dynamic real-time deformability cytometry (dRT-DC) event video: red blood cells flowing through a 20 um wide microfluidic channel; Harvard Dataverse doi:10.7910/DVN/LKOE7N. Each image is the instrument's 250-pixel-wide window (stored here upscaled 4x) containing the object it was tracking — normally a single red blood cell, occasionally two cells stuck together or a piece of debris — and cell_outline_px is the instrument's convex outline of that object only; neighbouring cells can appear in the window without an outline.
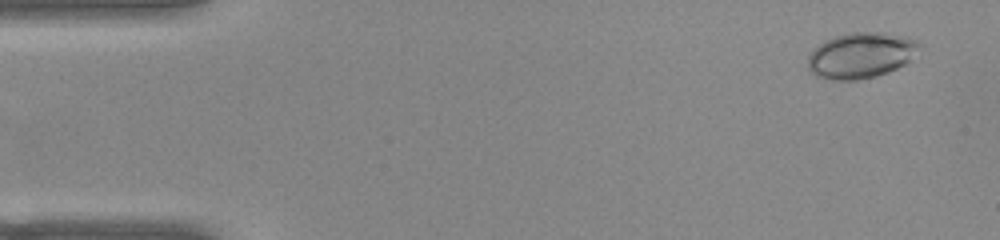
{"species": "common noctule bat (a hibernating species)", "species_latin": "Nyctalus noctula", "temperature_condition": "warm", "stored_images_in_passage": 52, "camera_frame_rate_fps": 3000, "um_per_image_px": 0.085, "animal": {"sex": "female", "body_mass_g": 22.0, "forearm_length_mm": 56.7}, "frame": {"image": 1, "passage_image": 3, "time_ms": 0.667, "image_size_px": [1000, 240], "cell_outline_px": [[924, 48], [912, 60], [888, 72], [876, 76], [856, 80], [832, 80], [816, 76], [808, 72], [808, 56], [824, 40], [836, 36], [852, 32], [888, 32], [908, 36], [916, 40]], "centroid_in_image_um": [73.25, 4.69], "position_along_channel_um": 11.8, "area_um2": 30.23}}
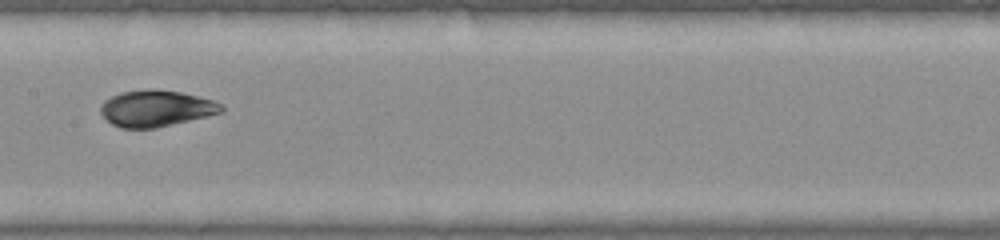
{"frame": {"image": 2, "passage_image": 26, "time_ms": 8.333, "image_size_px": [1000, 240], "cell_outline_px": [[224, 112], [156, 128], [120, 128], [112, 124], [100, 112], [100, 104], [104, 100], [120, 92], [180, 92], [212, 100], [220, 104], [224, 108]], "centroid_in_image_um": [13.25, 9.26], "position_along_channel_um": 194.1, "area_um2": 24.68}}
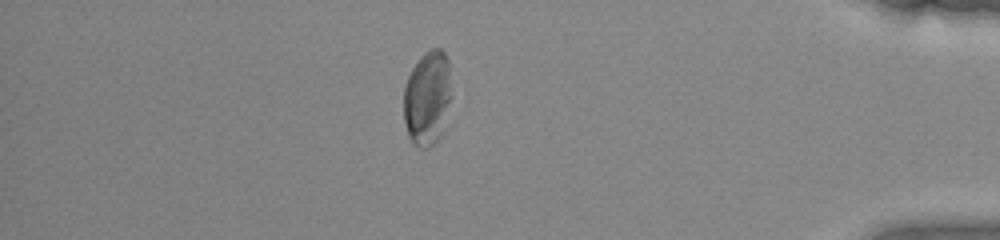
{"frame": {"image": 3, "passage_image": 45, "time_ms": 14.667, "image_size_px": [1000, 240], "cell_outline_px": [[452, 96], [444, 132], [428, 148], [420, 148], [412, 144], [408, 136], [404, 120], [404, 84], [412, 68], [420, 56], [424, 52], [432, 48], [440, 48], [444, 52], [448, 60]], "centroid_in_image_um": [36.34, 8.35], "position_along_channel_um": 398.9, "area_um2": 26.99}, "authors_computed_cell_mechanics": {"area_um2": 26.3568, "velocity_mm_per_s": 3.8834, "shape_relaxation_time_tau1_ms": 5.4342, "shape_relaxation_time_tau2_ms": 1.1256, "deformation_change_tau1": 0.1815, "deformation_change_tau2": 0.0555}}